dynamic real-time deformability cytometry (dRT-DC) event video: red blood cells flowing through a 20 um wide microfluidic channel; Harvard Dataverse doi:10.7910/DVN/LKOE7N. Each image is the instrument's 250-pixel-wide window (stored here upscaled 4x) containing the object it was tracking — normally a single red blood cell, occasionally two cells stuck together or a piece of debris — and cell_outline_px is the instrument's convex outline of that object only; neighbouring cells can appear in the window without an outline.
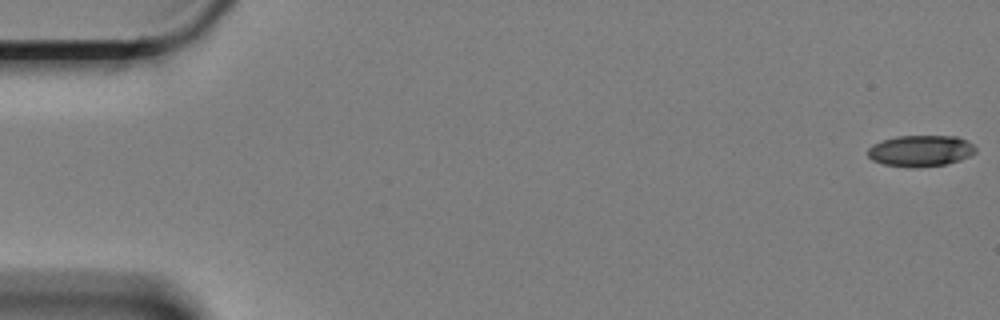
{"species": "Egyptian fruit bat (a non-hibernating species)", "species_latin": "Rousettus aegyptiacus", "temperature_condition": "cold", "stored_images_in_passage": 60, "camera_frame_rate_fps": 3000, "um_per_image_px": 0.085, "animal": {"sex": "female"}, "frame": {"image": 1, "passage_image": 1, "time_ms": 0.0, "image_size_px": [1000, 320], "cell_outline_px": [[976, 152], [960, 160], [944, 164], [916, 168], [884, 164], [872, 160], [868, 156], [868, 148], [872, 144], [896, 136], [956, 136], [968, 140], [976, 148]], "centroid_in_image_um": [78.25, 12.81], "position_along_channel_um": 6.7, "area_um2": 19.59}}
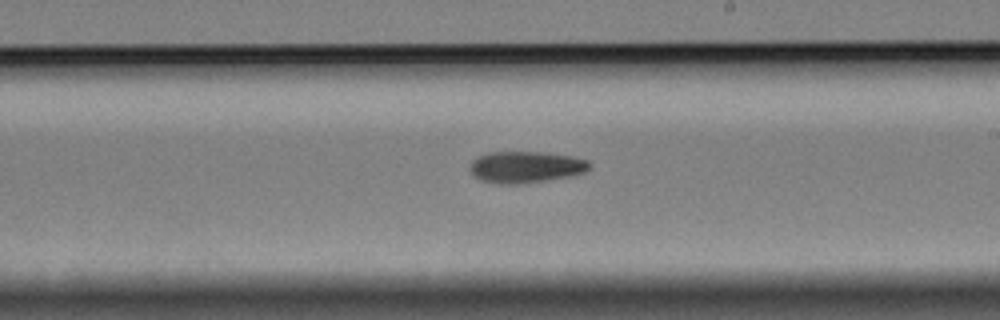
{"frame": {"image": 2, "passage_image": 35, "time_ms": 11.333, "image_size_px": [1000, 320], "cell_outline_px": [[588, 168], [584, 172], [568, 176], [520, 184], [500, 184], [480, 180], [472, 176], [468, 168], [472, 160], [476, 156], [488, 152], [548, 152], [572, 156], [588, 160]], "centroid_in_image_um": [44.6, 14.19], "position_along_channel_um": 244.4, "area_um2": 22.08}}
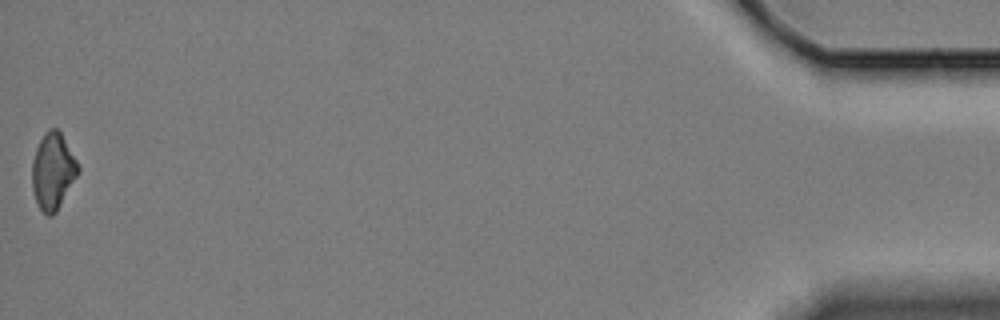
{"frame": {"image": 3, "passage_image": 60, "time_ms": 19.667, "image_size_px": [1000, 320], "cell_outline_px": [[80, 172], [56, 212], [52, 216], [48, 216], [40, 208], [36, 200], [32, 188], [32, 160], [36, 148], [44, 132], [48, 128], [56, 128], [60, 132], [76, 160], [80, 168]], "centroid_in_image_um": [4.49, 14.55], "position_along_channel_um": 430.7, "area_um2": 20.4}, "authors_computed_cell_mechanics": {"area_um2": 21.2704, "velocity_mm_per_s": 3.3521, "shape_relaxation_time_tau1_ms": 3.2702, "shape_relaxation_time_tau2_ms": null, "deformation_change_tau1": 0.1244, "deformation_change_tau2": null}}